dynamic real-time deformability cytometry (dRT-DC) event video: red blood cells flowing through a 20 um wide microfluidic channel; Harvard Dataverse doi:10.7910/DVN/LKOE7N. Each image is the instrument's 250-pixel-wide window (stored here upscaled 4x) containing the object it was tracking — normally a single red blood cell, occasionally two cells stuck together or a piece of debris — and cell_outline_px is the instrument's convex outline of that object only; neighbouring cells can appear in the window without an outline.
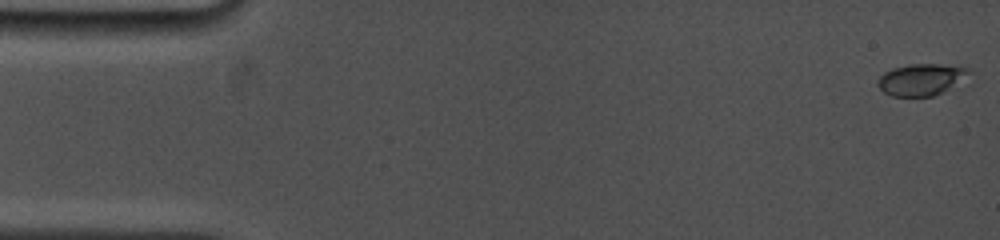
{"species": "common noctule bat (a hibernating species)", "species_latin": "Nyctalus noctula", "temperature_condition": "cold", "stored_images_in_passage": 130, "camera_frame_rate_fps": 5000, "um_per_image_px": 0.085, "animal": {"sex": "female", "body_mass_g": 19.0, "forearm_length_mm": 53.3}, "frame": {"image": 1, "passage_image": 1, "time_ms": 0.0, "image_size_px": [1000, 240], "cell_outline_px": [[972, 72], [940, 92], [932, 96], [892, 96], [884, 92], [876, 84], [876, 80], [884, 72], [892, 68], [912, 64], [956, 64], [972, 68]], "centroid_in_image_um": [78.28, 6.72], "position_along_channel_um": 6.7, "area_um2": 16.7}}
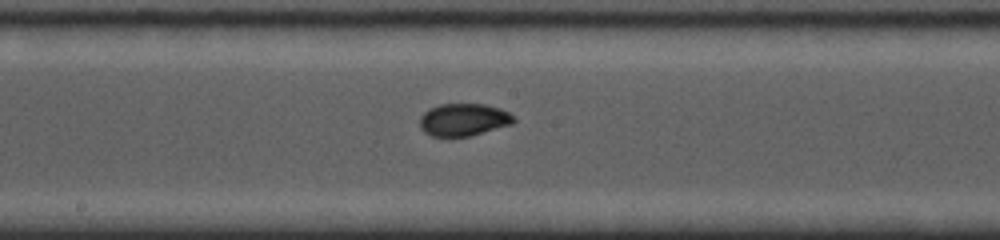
{"frame": {"image": 2, "passage_image": 70, "time_ms": 8.8, "image_size_px": [1000, 240], "cell_outline_px": [[516, 120], [512, 124], [472, 136], [432, 136], [424, 132], [420, 128], [420, 116], [428, 108], [440, 104], [484, 104], [500, 108], [508, 112]], "centroid_in_image_um": [39.39, 10.17], "position_along_channel_um": 208.8, "area_um2": 17.86}}
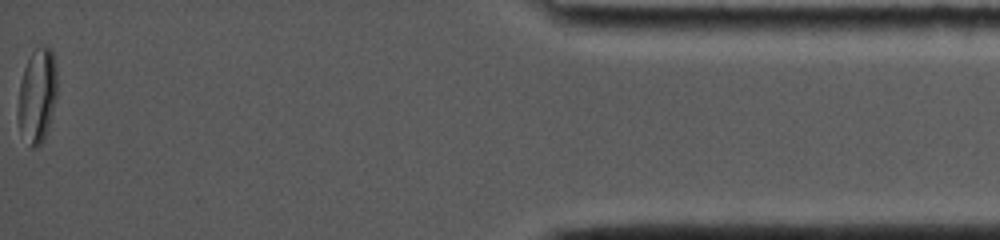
{"frame": {"image": 3, "passage_image": 130, "time_ms": 16.4, "image_size_px": [1000, 240], "cell_outline_px": [[56, 96], [48, 128], [44, 140], [36, 148], [32, 148], [20, 132], [16, 112], [20, 84], [24, 68], [32, 52], [36, 48], [48, 48], [52, 52], [56, 64]], "centroid_in_image_um": [3.14, 8.18], "position_along_channel_um": 432.1, "area_um2": 21.39}, "authors_computed_cell_mechanics": {"area_um2": 17.918, "velocity_mm_per_s": 3.8121, "shape_relaxation_time_tau1_ms": 8.1483, "shape_relaxation_time_tau2_ms": null, "deformation_change_tau1": 0.2146, "deformation_change_tau2": null}}